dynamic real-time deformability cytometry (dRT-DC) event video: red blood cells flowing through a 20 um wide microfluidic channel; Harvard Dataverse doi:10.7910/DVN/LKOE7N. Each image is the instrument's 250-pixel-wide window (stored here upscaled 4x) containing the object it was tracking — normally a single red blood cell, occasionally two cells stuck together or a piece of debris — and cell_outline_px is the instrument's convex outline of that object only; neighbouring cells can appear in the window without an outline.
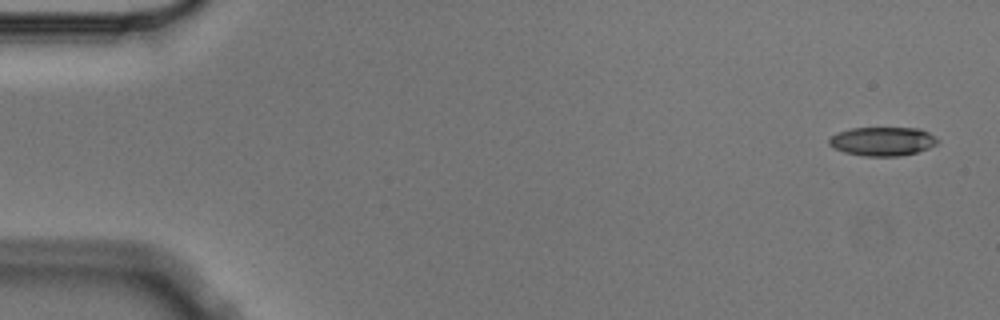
{"species": "Egyptian fruit bat (a non-hibernating species)", "species_latin": "Rousettus aegyptiacus", "temperature_condition": "cold", "stored_images_in_passage": 5, "camera_frame_rate_fps": 3000, "um_per_image_px": 0.085, "animal": {"sex": "male"}, "frame": {"image": 1, "passage_image": 1, "time_ms": 0.0, "image_size_px": [1000, 320], "cell_outline_px": [[940, 140], [936, 144], [928, 148], [916, 152], [900, 156], [864, 156], [844, 152], [828, 144], [828, 140], [836, 132], [852, 128], [920, 128], [936, 136]], "centroid_in_image_um": [75.03, 12.01], "position_along_channel_um": 10.0, "area_um2": 18.26}}
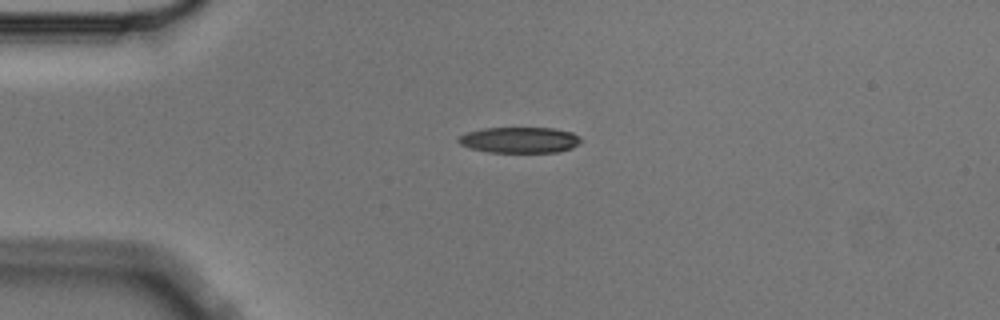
{"frame": {"image": 2, "passage_image": 4, "time_ms": 1.0, "image_size_px": [1000, 320], "cell_outline_px": [[584, 140], [580, 144], [572, 148], [556, 152], [488, 152], [472, 148], [460, 144], [456, 140], [460, 136], [468, 132], [484, 128], [552, 128], [572, 132], [580, 136]], "centroid_in_image_um": [44.23, 11.9], "position_along_channel_um": 40.8, "area_um2": 18.5}}